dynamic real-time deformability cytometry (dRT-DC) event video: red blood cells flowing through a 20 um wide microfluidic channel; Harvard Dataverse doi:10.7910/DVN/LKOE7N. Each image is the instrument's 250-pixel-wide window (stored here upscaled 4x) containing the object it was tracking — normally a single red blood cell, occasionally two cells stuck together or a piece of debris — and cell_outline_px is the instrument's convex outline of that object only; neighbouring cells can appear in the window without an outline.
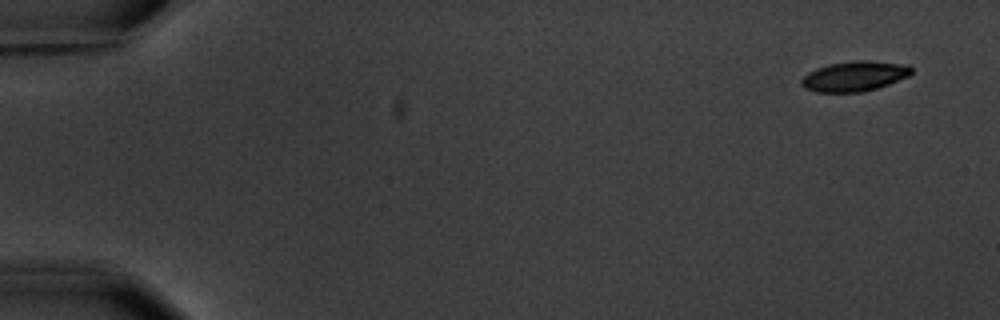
{"species": "common noctule bat (a hibernating species)", "species_latin": "Nyctalus noctula", "temperature_condition": "warm", "stored_images_in_passage": 15, "camera_frame_rate_fps": 3000, "um_per_image_px": 0.085, "animal": {"sex": "male", "body_mass_g": 20.1, "forearm_length_mm": 53.5}, "frame": {"image": 1, "passage_image": 1, "time_ms": 0.0, "image_size_px": [1000, 320], "cell_outline_px": [[912, 72], [908, 76], [888, 84], [876, 88], [860, 92], [816, 92], [804, 88], [800, 84], [800, 80], [808, 72], [816, 68], [828, 64], [856, 60], [868, 60], [908, 64], [912, 68]], "centroid_in_image_um": [72.61, 6.47], "position_along_channel_um": 12.4, "area_um2": 19.36}}
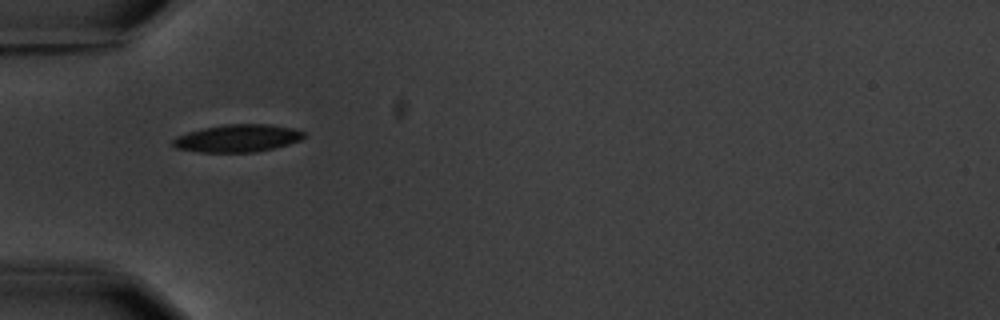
{"frame": {"image": 2, "passage_image": 5, "time_ms": 5.333, "image_size_px": [1000, 320], "cell_outline_px": [[308, 136], [300, 140], [288, 144], [272, 148], [252, 152], [200, 152], [176, 148], [172, 144], [172, 140], [176, 136], [188, 132], [204, 128], [224, 124], [268, 124], [292, 128], [304, 132]], "centroid_in_image_um": [20.19, 11.74], "position_along_channel_um": 64.8, "area_um2": 20.92}}
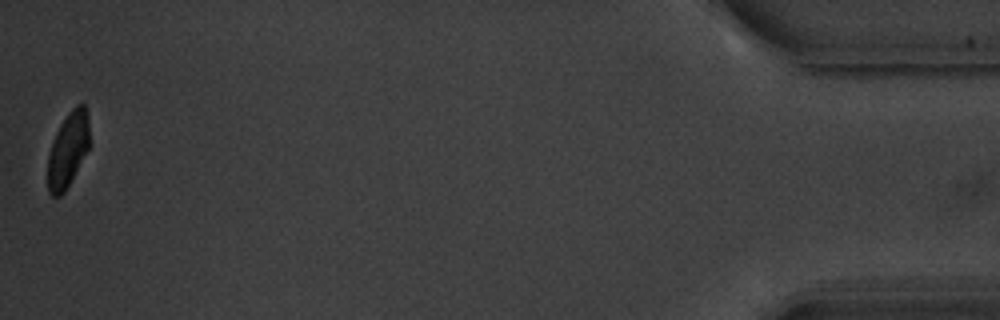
{"frame": {"image": 3, "passage_image": 15, "time_ms": 18.0, "image_size_px": [1000, 320], "cell_outline_px": [[88, 148], [64, 192], [60, 196], [52, 196], [48, 192], [48, 156], [52, 140], [60, 124], [68, 112], [76, 104], [84, 104], [88, 116]], "centroid_in_image_um": [5.75, 12.7], "position_along_channel_um": 429.5, "area_um2": 17.86}, "authors_computed_cell_mechanics": {"area_um2": 20.519, "velocity_mm_per_s": 3.574, "shape_relaxation_time_tau1_ms": 2.8601, "shape_relaxation_time_tau2_ms": null, "deformation_change_tau1": 0.1228, "deformation_change_tau2": null}}